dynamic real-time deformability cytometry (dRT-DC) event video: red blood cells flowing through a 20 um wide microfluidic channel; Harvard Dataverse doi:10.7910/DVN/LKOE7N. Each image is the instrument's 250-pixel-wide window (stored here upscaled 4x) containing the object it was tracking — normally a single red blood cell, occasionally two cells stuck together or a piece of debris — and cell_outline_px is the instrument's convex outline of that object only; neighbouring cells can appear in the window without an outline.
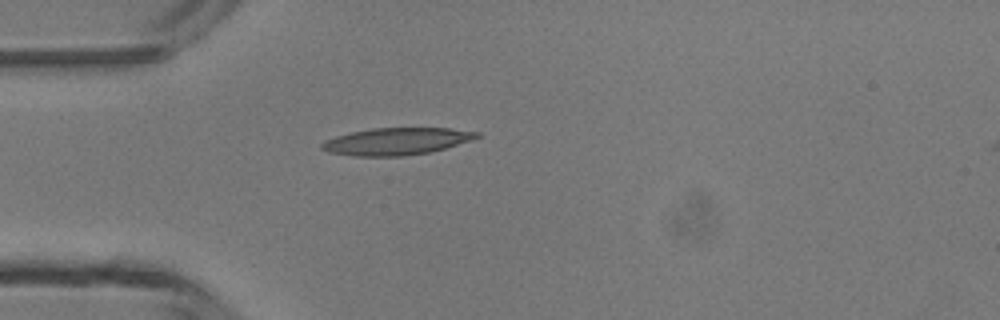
{"species": "common noctule bat (a hibernating species)", "species_latin": "Nyctalus noctula", "temperature_condition": "room temperature", "stored_images_in_passage": 1, "camera_frame_rate_fps": 3000, "um_per_image_px": 0.085, "animal": {"sex": "male", "body_mass_g": 13.3}, "frame": {"image": 1, "passage_image": 1, "time_ms": 0.0, "image_size_px": [1000, 320], "cell_outline_px": [[480, 136], [472, 140], [432, 152], [400, 156], [352, 156], [328, 152], [320, 148], [320, 144], [324, 140], [336, 136], [352, 132], [372, 128], [448, 128], [480, 132]], "centroid_in_image_um": [33.69, 12.02], "position_along_channel_um": 51.3, "area_um2": 24.57}}